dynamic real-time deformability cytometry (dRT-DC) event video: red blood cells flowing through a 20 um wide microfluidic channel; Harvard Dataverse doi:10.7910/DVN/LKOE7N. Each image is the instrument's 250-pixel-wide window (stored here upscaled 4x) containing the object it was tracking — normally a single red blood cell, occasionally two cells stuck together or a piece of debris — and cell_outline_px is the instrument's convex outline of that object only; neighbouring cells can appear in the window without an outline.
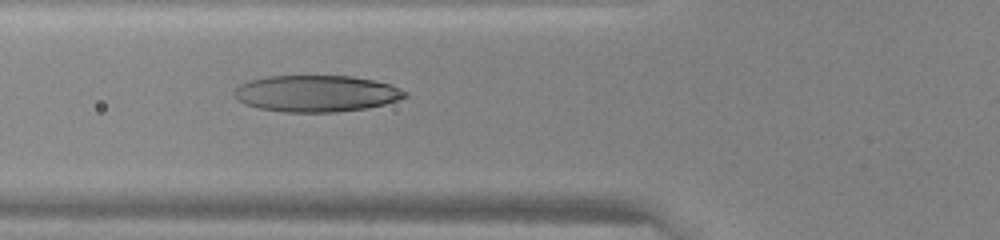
{"species": "human", "species_latin": "Homo sapiens", "temperature_condition": "warm", "stored_images_in_passage": 46, "camera_frame_rate_fps": 3000, "um_per_image_px": 0.085, "donor": {"sex": "female"}, "frame": {"image": 1, "passage_image": 17, "time_ms": 5.333, "image_size_px": [1000, 240], "cell_outline_px": [[408, 96], [400, 100], [368, 108], [336, 112], [284, 112], [260, 108], [244, 104], [236, 100], [232, 92], [240, 84], [248, 80], [268, 76], [352, 76], [372, 80], [388, 84], [400, 88], [408, 92]], "centroid_in_image_um": [26.87, 7.95], "position_along_channel_um": 98.9, "area_um2": 36.59}}
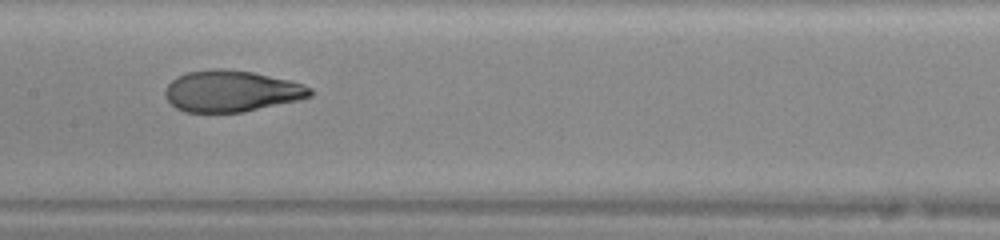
{"frame": {"image": 2, "passage_image": 23, "time_ms": 7.333, "image_size_px": [1000, 240], "cell_outline_px": [[312, 96], [300, 100], [244, 112], [184, 112], [176, 108], [168, 100], [164, 92], [168, 84], [172, 80], [188, 72], [212, 68], [224, 68], [252, 72], [288, 80], [304, 84], [312, 88]], "centroid_in_image_um": [19.69, 7.75], "position_along_channel_um": 187.7, "area_um2": 34.97}}
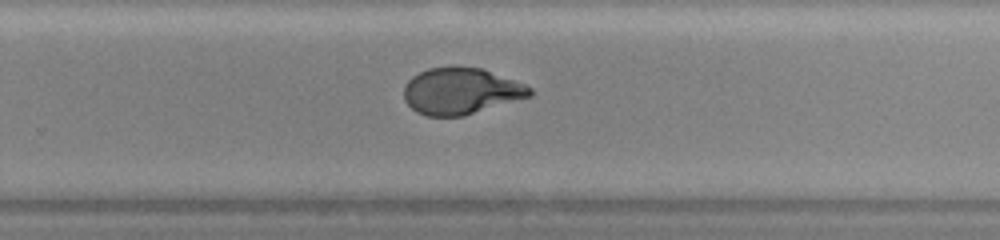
{"frame": {"image": 3, "passage_image": 30, "time_ms": 9.667, "image_size_px": [1000, 240], "cell_outline_px": [[532, 96], [464, 116], [428, 116], [416, 112], [404, 100], [404, 84], [412, 76], [428, 68], [452, 64], [480, 68], [524, 84], [532, 88]], "centroid_in_image_um": [39.15, 7.72], "position_along_channel_um": 290.7, "area_um2": 34.45}}